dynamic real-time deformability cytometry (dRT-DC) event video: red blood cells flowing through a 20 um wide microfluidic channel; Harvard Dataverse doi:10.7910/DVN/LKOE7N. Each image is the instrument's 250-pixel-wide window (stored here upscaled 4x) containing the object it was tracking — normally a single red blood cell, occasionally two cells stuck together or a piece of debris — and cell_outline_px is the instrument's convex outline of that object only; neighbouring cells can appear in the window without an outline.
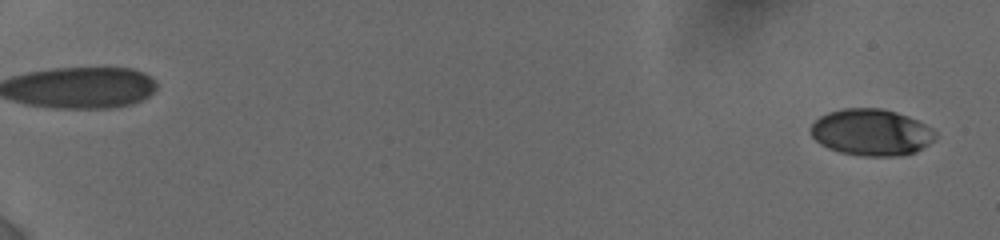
{"species": "human", "species_latin": "Homo sapiens", "temperature_condition": "cold", "stored_images_in_passage": 47, "camera_frame_rate_fps": 3000, "um_per_image_px": 0.085, "donor": {"sex": "female"}, "frame": {"image": 1, "passage_image": 2, "time_ms": 0.333, "image_size_px": [1000, 240], "cell_outline_px": [[936, 136], [928, 144], [916, 152], [896, 156], [864, 156], [840, 152], [828, 148], [820, 144], [812, 136], [808, 128], [820, 116], [828, 112], [840, 108], [880, 108], [896, 112], [908, 116], [932, 128], [936, 132]], "centroid_in_image_um": [74.03, 11.24], "position_along_channel_um": 11.0, "area_um2": 33.87}}
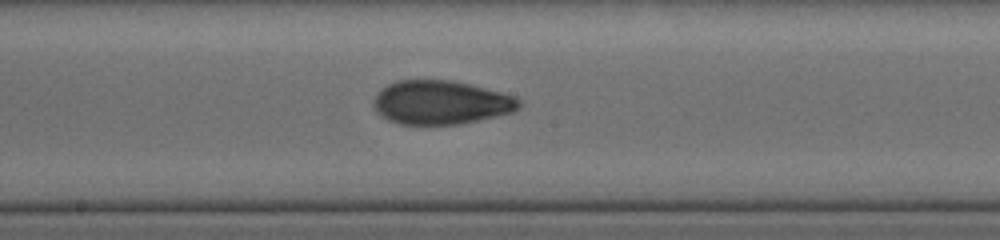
{"frame": {"image": 2, "passage_image": 27, "time_ms": 11.0, "image_size_px": [1000, 240], "cell_outline_px": [[520, 104], [512, 112], [476, 120], [456, 124], [400, 124], [388, 120], [380, 116], [376, 112], [372, 104], [372, 100], [388, 84], [396, 80], [452, 80], [472, 84], [516, 96], [520, 100]], "centroid_in_image_um": [37.44, 8.7], "position_along_channel_um": 210.8, "area_um2": 36.99}}
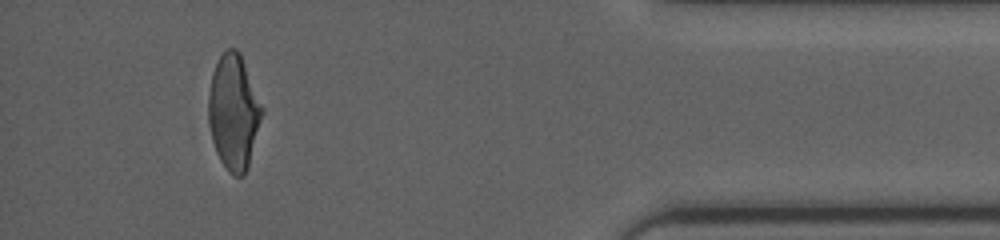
{"frame": {"image": 3, "passage_image": 45, "time_ms": 17.333, "image_size_px": [1000, 240], "cell_outline_px": [[264, 112], [248, 168], [244, 176], [232, 176], [228, 172], [220, 160], [216, 152], [212, 140], [208, 120], [208, 96], [212, 72], [220, 56], [228, 48], [236, 48], [240, 52], [264, 108]], "centroid_in_image_um": [19.87, 9.55], "position_along_channel_um": 415.3, "area_um2": 36.3}, "authors_computed_cell_mechanics": {"area_um2": 36.0094, "velocity_mm_per_s": 3.8599, "shape_relaxation_time_tau1_ms": 3.8982, "shape_relaxation_time_tau2_ms": 1.6685, "deformation_change_tau1": 0.1721, "deformation_change_tau2": 0.073}}